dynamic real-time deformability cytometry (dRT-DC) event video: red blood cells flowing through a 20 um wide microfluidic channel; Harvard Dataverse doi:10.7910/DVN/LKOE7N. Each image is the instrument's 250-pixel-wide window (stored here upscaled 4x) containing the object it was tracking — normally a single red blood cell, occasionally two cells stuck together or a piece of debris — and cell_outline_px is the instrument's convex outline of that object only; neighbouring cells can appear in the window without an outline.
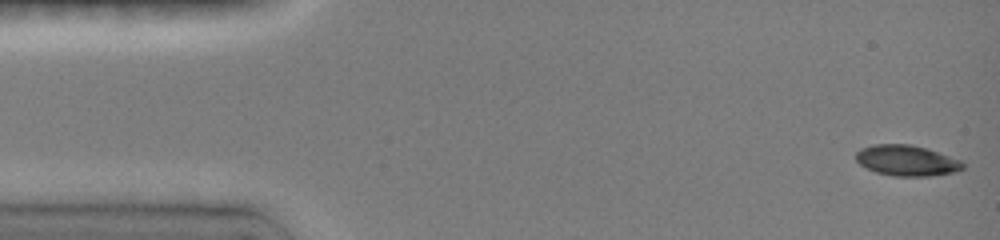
{"species": "common noctule bat (a hibernating species)", "species_latin": "Nyctalus noctula", "temperature_condition": "room temperature", "stored_images_in_passage": 6, "camera_frame_rate_fps": 3000, "um_per_image_px": 0.085, "animal": {"sex": "female", "body_mass_g": 19.0, "forearm_length_mm": 51.5}, "frame": {"image": 1, "passage_image": 1, "time_ms": 0.0, "image_size_px": [1000, 240], "cell_outline_px": [[964, 168], [952, 172], [932, 176], [892, 176], [876, 172], [860, 164], [856, 160], [856, 152], [860, 148], [872, 144], [912, 144], [964, 160]], "centroid_in_image_um": [77.08, 13.64], "position_along_channel_um": 7.9, "area_um2": 19.25}}
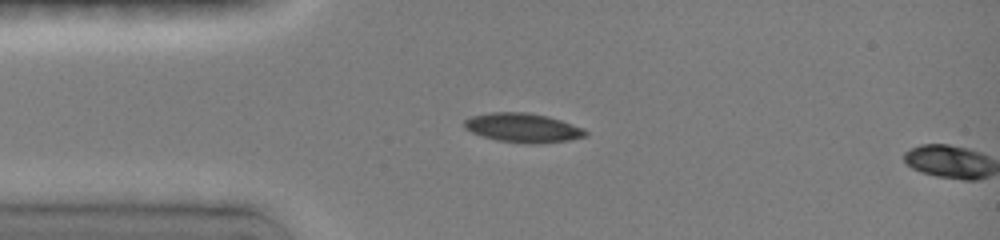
{"frame": {"image": 2, "passage_image": 5, "time_ms": 3.333, "image_size_px": [1000, 240], "cell_outline_px": [[588, 136], [568, 140], [536, 144], [528, 144], [496, 140], [472, 132], [464, 128], [464, 120], [472, 116], [488, 112], [528, 112], [548, 116], [584, 128], [588, 132]], "centroid_in_image_um": [44.46, 10.86], "position_along_channel_um": 40.5, "area_um2": 20.69}}